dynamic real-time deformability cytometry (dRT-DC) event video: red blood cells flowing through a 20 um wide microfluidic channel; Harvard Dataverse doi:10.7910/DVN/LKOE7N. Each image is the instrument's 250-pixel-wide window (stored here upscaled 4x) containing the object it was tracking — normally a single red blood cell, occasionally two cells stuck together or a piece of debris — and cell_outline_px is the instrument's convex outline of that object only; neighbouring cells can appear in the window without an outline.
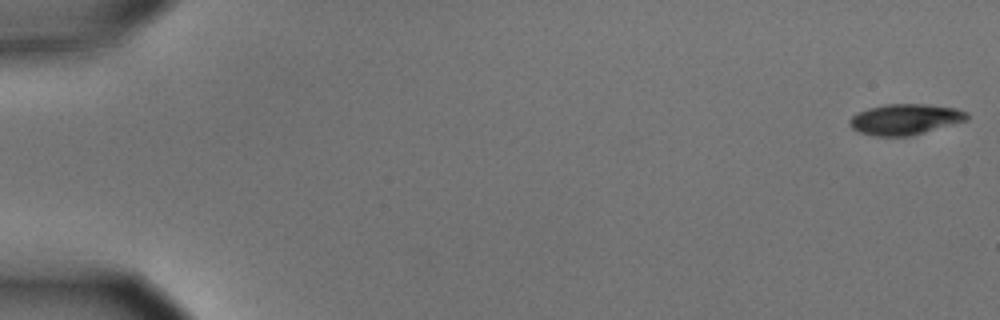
{"species": "common noctule bat (a hibernating species)", "species_latin": "Nyctalus noctula", "temperature_condition": "cold", "stored_images_in_passage": 56, "camera_frame_rate_fps": 3000, "um_per_image_px": 0.085, "animal": {"sex": "male", "body_mass_g": 15.6}, "frame": {"image": 1, "passage_image": 1, "time_ms": 0.0, "image_size_px": [1000, 320], "cell_outline_px": [[968, 120], [912, 136], [876, 136], [860, 132], [852, 128], [848, 124], [848, 120], [856, 112], [868, 108], [884, 104], [928, 104], [956, 108], [968, 112]], "centroid_in_image_um": [76.93, 10.14], "position_along_channel_um": 8.1, "area_um2": 21.27}}
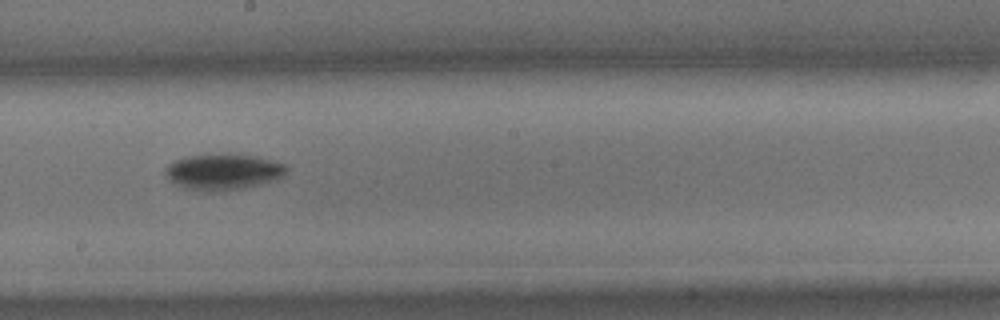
{"frame": {"image": 2, "passage_image": 32, "time_ms": 10.333, "image_size_px": [1000, 320], "cell_outline_px": [[288, 168], [280, 176], [272, 180], [260, 184], [244, 188], [216, 192], [212, 192], [184, 188], [176, 184], [164, 172], [164, 168], [172, 160], [184, 156], [228, 152], [252, 156], [284, 164]], "centroid_in_image_um": [18.89, 14.58], "position_along_channel_um": 229.3, "area_um2": 25.49}}
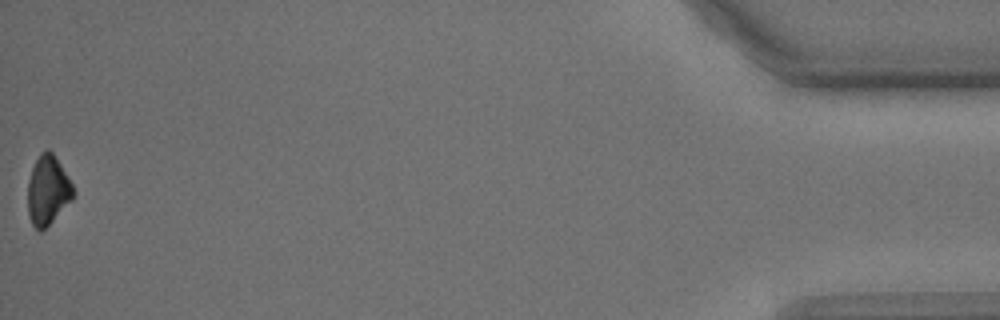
{"frame": {"image": 3, "passage_image": 56, "time_ms": 18.333, "image_size_px": [1000, 320], "cell_outline_px": [[76, 192], [72, 200], [40, 232], [32, 224], [28, 216], [28, 180], [32, 168], [40, 152], [48, 148], [52, 152], [68, 176]], "centroid_in_image_um": [4.06, 16.15], "position_along_channel_um": 431.1, "area_um2": 18.26}, "authors_computed_cell_mechanics": {"area_um2": 22.5131, "velocity_mm_per_s": 3.6303, "shape_relaxation_time_tau1_ms": 1.7511, "shape_relaxation_time_tau2_ms": null, "deformation_change_tau1": 0.0836, "deformation_change_tau2": null}}